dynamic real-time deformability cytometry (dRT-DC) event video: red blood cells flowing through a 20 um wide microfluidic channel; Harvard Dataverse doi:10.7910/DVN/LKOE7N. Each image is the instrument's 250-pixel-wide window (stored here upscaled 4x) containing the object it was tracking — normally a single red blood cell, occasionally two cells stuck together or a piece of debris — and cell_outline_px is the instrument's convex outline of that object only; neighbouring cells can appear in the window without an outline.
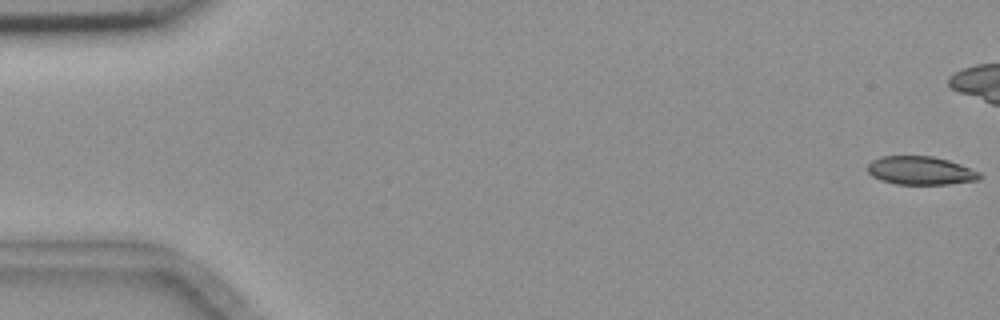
{"species": "common noctule bat (a hibernating species)", "species_latin": "Nyctalus noctula", "temperature_condition": "room temperature", "stored_images_in_passage": 6, "camera_frame_rate_fps": 3000, "um_per_image_px": 0.085, "animal": {"sex": "female", "body_mass_g": 18.4}, "frame": {"image": 1, "passage_image": 1, "time_ms": 0.0, "image_size_px": [1000, 320], "cell_outline_px": [[984, 176], [980, 180], [948, 184], [896, 184], [880, 180], [872, 176], [868, 172], [868, 164], [872, 160], [880, 156], [932, 156], [948, 160], [960, 164], [980, 172]], "centroid_in_image_um": [78.27, 14.5], "position_along_channel_um": 6.7, "area_um2": 18.67}}